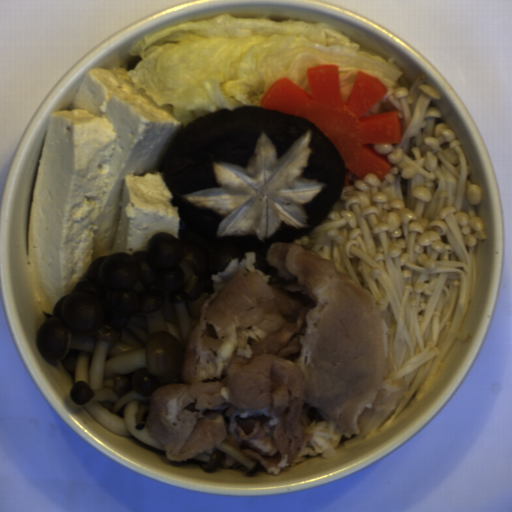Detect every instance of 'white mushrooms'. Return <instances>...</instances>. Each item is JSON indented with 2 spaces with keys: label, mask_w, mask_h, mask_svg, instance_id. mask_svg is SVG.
I'll use <instances>...</instances> for the list:
<instances>
[{
  "label": "white mushrooms",
  "mask_w": 512,
  "mask_h": 512,
  "mask_svg": "<svg viewBox=\"0 0 512 512\" xmlns=\"http://www.w3.org/2000/svg\"><path fill=\"white\" fill-rule=\"evenodd\" d=\"M220 464L223 468L231 469V470H235V471L248 469V467L242 465L241 463H239L238 461H236L235 459H233L232 457H229L227 455L222 457Z\"/></svg>",
  "instance_id": "4"
},
{
  "label": "white mushrooms",
  "mask_w": 512,
  "mask_h": 512,
  "mask_svg": "<svg viewBox=\"0 0 512 512\" xmlns=\"http://www.w3.org/2000/svg\"><path fill=\"white\" fill-rule=\"evenodd\" d=\"M270 246L264 250L254 251L257 261L255 268L265 274L270 282L282 283L283 278H280L276 269L270 261L267 260V254L270 251Z\"/></svg>",
  "instance_id": "3"
},
{
  "label": "white mushrooms",
  "mask_w": 512,
  "mask_h": 512,
  "mask_svg": "<svg viewBox=\"0 0 512 512\" xmlns=\"http://www.w3.org/2000/svg\"><path fill=\"white\" fill-rule=\"evenodd\" d=\"M224 456H229L243 466L247 467V474L250 477L257 472L262 464L261 462L245 456L229 442L223 441L216 447L207 449L198 457L190 459L198 464L204 471L211 473L219 467Z\"/></svg>",
  "instance_id": "2"
},
{
  "label": "white mushrooms",
  "mask_w": 512,
  "mask_h": 512,
  "mask_svg": "<svg viewBox=\"0 0 512 512\" xmlns=\"http://www.w3.org/2000/svg\"><path fill=\"white\" fill-rule=\"evenodd\" d=\"M247 251L208 242L182 221L147 251L98 256L41 325L38 351L74 376L71 400L101 425L166 453L147 419L162 385L182 383L188 340L212 275Z\"/></svg>",
  "instance_id": "1"
}]
</instances>
